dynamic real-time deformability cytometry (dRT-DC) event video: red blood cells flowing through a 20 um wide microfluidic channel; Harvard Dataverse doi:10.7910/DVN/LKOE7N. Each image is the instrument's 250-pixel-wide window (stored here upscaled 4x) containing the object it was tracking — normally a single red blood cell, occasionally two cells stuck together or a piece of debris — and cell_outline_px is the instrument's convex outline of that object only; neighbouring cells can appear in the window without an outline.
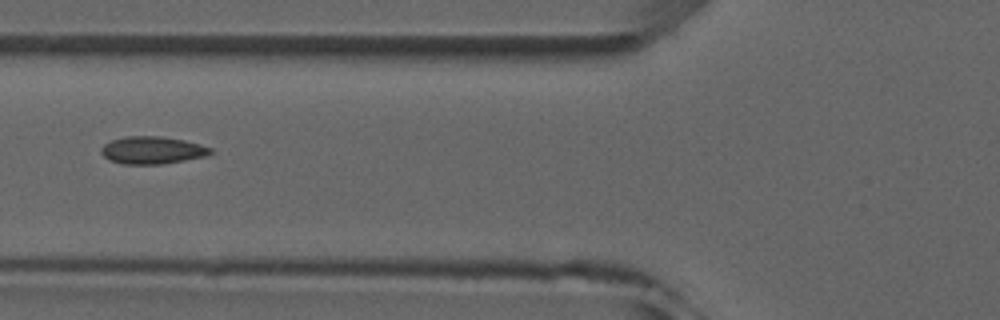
{"species": "common noctule bat (a hibernating species)", "species_latin": "Nyctalus noctula", "temperature_condition": "room temperature", "stored_images_in_passage": 6, "camera_frame_rate_fps": 3000, "um_per_image_px": 0.085, "animal": {"sex": "male", "forearm_length_mm": 52.5}, "frame": {"image": 1, "passage_image": 5, "time_ms": 4.667, "image_size_px": [1000, 320], "cell_outline_px": [[212, 152], [204, 156], [184, 160], [160, 164], [124, 164], [112, 160], [104, 156], [100, 152], [100, 148], [104, 144], [112, 140], [124, 136], [160, 136], [184, 140], [200, 144], [212, 148]], "centroid_in_image_um": [12.92, 12.75], "position_along_channel_um": 112.9, "area_um2": 17.34}}
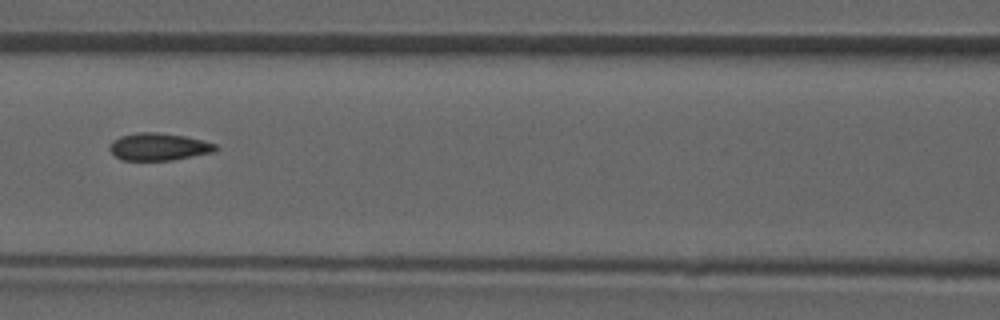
{"frame": {"image": 2, "passage_image": 6, "time_ms": 5.667, "image_size_px": [1000, 320], "cell_outline_px": [[220, 148], [216, 152], [172, 160], [124, 160], [116, 156], [108, 148], [112, 140], [120, 136], [136, 132], [160, 132], [184, 136], [216, 144]], "centroid_in_image_um": [13.51, 12.47], "position_along_channel_um": 153.1, "area_um2": 16.99}}